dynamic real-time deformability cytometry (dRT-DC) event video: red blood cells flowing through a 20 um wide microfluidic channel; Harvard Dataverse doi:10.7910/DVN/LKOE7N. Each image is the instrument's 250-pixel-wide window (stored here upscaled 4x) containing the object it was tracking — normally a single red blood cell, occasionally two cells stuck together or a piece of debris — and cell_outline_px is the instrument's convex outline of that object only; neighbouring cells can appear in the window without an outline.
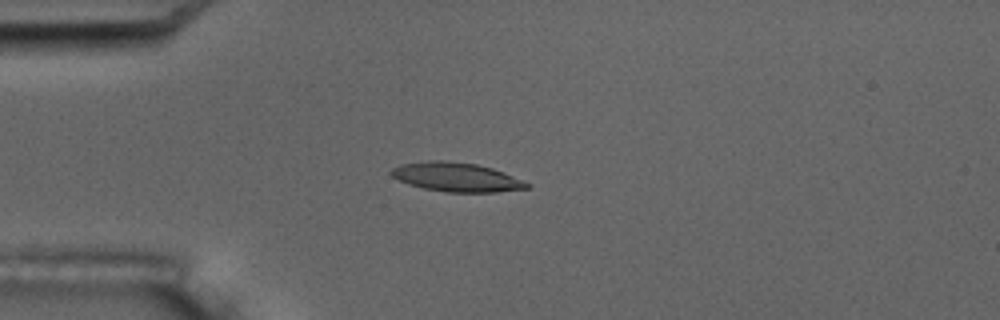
{"species": "common noctule bat (a hibernating species)", "species_latin": "Nyctalus noctula", "temperature_condition": "room temperature", "stored_images_in_passage": 6, "camera_frame_rate_fps": 3000, "um_per_image_px": 0.085, "animal": {"sex": "male", "body_mass_g": 17.5, "forearm_length_mm": 52.3}, "frame": {"image": 1, "passage_image": 5, "time_ms": 4.333, "image_size_px": [1000, 320], "cell_outline_px": [[532, 184], [528, 188], [496, 192], [444, 192], [424, 188], [408, 184], [392, 176], [388, 172], [392, 168], [400, 164], [428, 160], [444, 160], [476, 164], [492, 168], [504, 172]], "centroid_in_image_um": [38.79, 15.05], "position_along_channel_um": 46.2, "area_um2": 23.06}}